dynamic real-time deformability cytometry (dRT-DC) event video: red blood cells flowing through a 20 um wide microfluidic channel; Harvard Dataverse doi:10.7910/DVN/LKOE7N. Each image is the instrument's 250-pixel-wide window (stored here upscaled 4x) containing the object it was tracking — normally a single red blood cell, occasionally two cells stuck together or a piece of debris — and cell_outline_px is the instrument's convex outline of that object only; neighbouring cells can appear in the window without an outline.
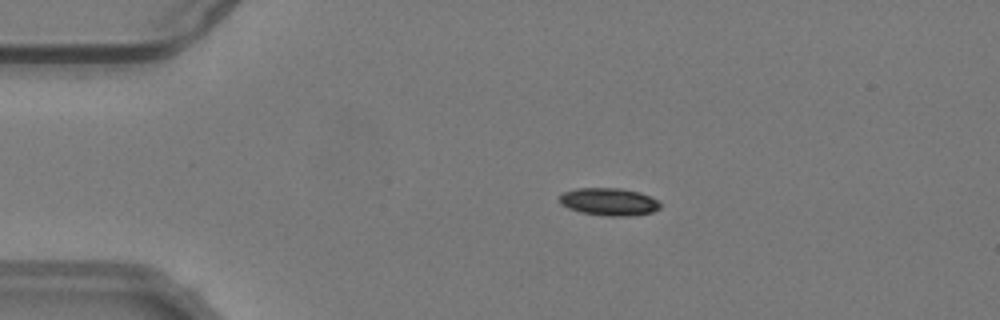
{"species": "common noctule bat (a hibernating species)", "species_latin": "Nyctalus noctula", "temperature_condition": "warm", "stored_images_in_passage": 55, "camera_frame_rate_fps": 3000, "um_per_image_px": 0.085, "animal": {"sex": "male", "body_mass_g": 19.2, "forearm_length_mm": 51.8}, "frame": {"image": 1, "passage_image": 12, "time_ms": 3.667, "image_size_px": [1000, 320], "cell_outline_px": [[660, 208], [652, 212], [628, 216], [608, 216], [580, 212], [568, 208], [560, 204], [560, 196], [564, 192], [576, 188], [620, 188], [640, 192], [660, 200]], "centroid_in_image_um": [51.78, 17.14], "position_along_channel_um": 33.2, "area_um2": 16.24}}
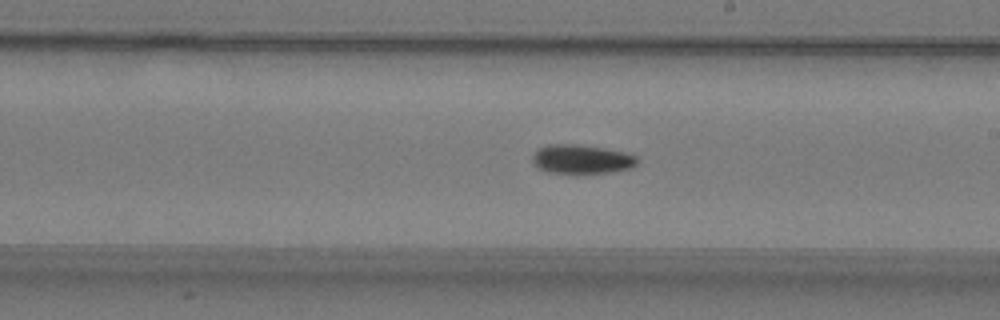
{"frame": {"image": 2, "passage_image": 32, "time_ms": 10.333, "image_size_px": [1000, 320], "cell_outline_px": [[640, 160], [632, 168], [612, 172], [548, 172], [536, 168], [532, 160], [532, 156], [540, 148], [548, 144], [576, 144], [604, 148], [628, 152], [636, 156]], "centroid_in_image_um": [49.47, 13.52], "position_along_channel_um": 239.5, "area_um2": 17.69}}
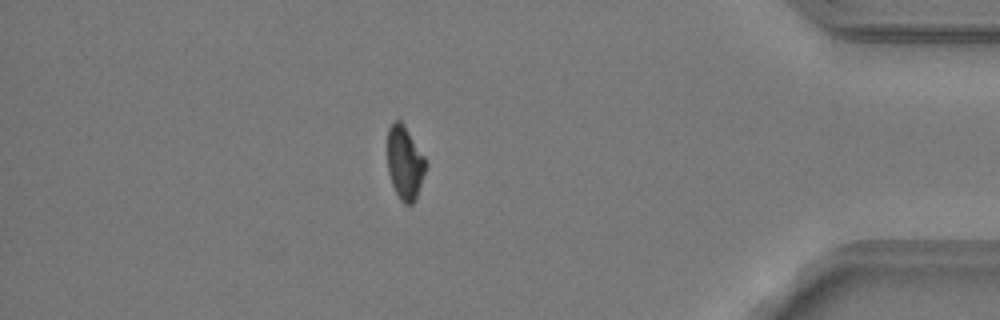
{"frame": {"image": 3, "passage_image": 48, "time_ms": 15.667, "image_size_px": [1000, 320], "cell_outline_px": [[428, 164], [416, 200], [412, 204], [404, 204], [400, 200], [392, 184], [388, 172], [388, 128], [400, 116], [424, 156]], "centroid_in_image_um": [34.43, 13.82], "position_along_channel_um": 400.8, "area_um2": 16.7}, "authors_computed_cell_mechanics": {"area_um2": 16.9932, "velocity_mm_per_s": 3.7909, "shape_relaxation_time_tau1_ms": 6.333, "shape_relaxation_time_tau2_ms": null, "deformation_change_tau1": 0.1637, "deformation_change_tau2": null}}